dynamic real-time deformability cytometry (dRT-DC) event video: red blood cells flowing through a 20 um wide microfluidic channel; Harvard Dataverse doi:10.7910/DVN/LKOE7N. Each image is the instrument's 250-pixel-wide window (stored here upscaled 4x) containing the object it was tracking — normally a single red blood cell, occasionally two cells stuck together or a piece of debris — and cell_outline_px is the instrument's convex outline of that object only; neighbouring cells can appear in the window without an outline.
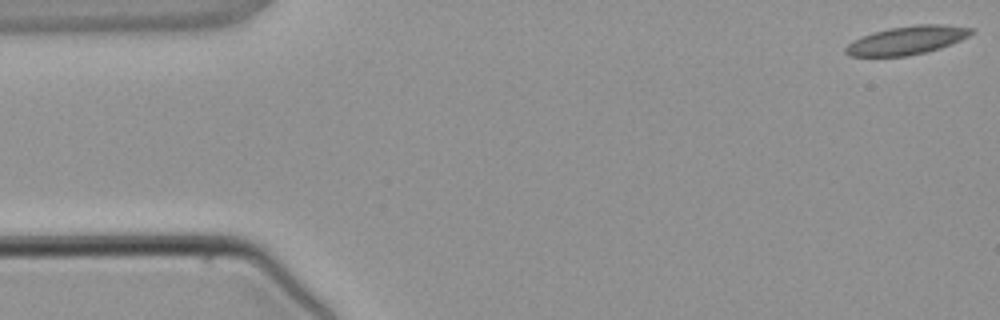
{"species": "common noctule bat (a hibernating species)", "species_latin": "Nyctalus noctula", "temperature_condition": "warm", "stored_images_in_passage": 5, "camera_frame_rate_fps": 3000, "um_per_image_px": 0.085, "animal": {"sex": "male", "body_mass_g": 21.5, "forearm_length_mm": 52.0}, "frame": {"image": 1, "passage_image": 1, "time_ms": 0.0, "image_size_px": [1000, 320], "cell_outline_px": [[976, 32], [952, 44], [940, 48], [908, 56], [848, 56], [844, 52], [844, 48], [852, 40], [872, 32], [888, 28], [916, 24], [944, 24], [976, 28]], "centroid_in_image_um": [77.11, 3.41], "position_along_channel_um": 7.9, "area_um2": 21.1}}
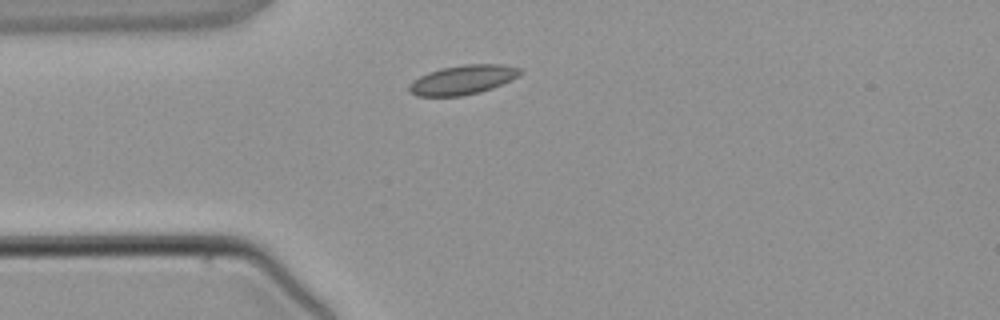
{"frame": {"image": 2, "passage_image": 5, "time_ms": 4.667, "image_size_px": [1000, 320], "cell_outline_px": [[524, 72], [492, 88], [480, 92], [460, 96], [416, 96], [408, 92], [408, 84], [412, 80], [428, 72], [440, 68], [464, 64], [500, 64], [520, 68]], "centroid_in_image_um": [39.26, 6.78], "position_along_channel_um": 45.7, "area_um2": 18.96}}